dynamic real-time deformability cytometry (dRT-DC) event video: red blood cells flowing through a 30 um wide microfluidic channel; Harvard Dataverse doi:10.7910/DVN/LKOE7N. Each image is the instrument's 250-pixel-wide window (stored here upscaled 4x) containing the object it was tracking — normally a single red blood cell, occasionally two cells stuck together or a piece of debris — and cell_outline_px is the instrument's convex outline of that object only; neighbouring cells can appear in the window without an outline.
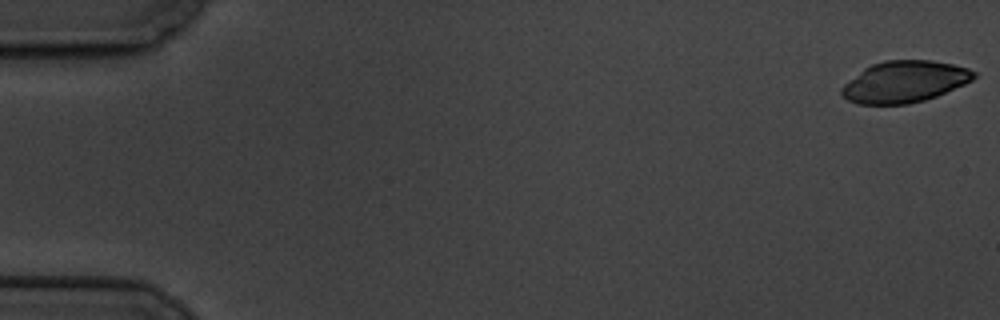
{"species": "common noctule bat (a hibernating species)", "species_latin": "Nyctalus noctula", "temperature_condition": "cold", "stored_images_in_passage": 6, "camera_frame_rate_fps": 3000, "um_per_image_px": 0.085, "animal": {"sex": "male", "body_mass_g": 19.5, "forearm_length_mm": 54.6}, "frame": {"image": 1, "passage_image": 1, "time_ms": 0.0, "image_size_px": [1000, 320], "cell_outline_px": [[976, 76], [972, 80], [964, 84], [936, 96], [924, 100], [908, 104], [860, 104], [848, 100], [840, 92], [840, 88], [844, 84], [864, 68], [872, 64], [884, 60], [932, 60], [952, 64], [968, 68], [976, 72]], "centroid_in_image_um": [76.88, 6.94], "position_along_channel_um": 8.1, "area_um2": 31.85}}